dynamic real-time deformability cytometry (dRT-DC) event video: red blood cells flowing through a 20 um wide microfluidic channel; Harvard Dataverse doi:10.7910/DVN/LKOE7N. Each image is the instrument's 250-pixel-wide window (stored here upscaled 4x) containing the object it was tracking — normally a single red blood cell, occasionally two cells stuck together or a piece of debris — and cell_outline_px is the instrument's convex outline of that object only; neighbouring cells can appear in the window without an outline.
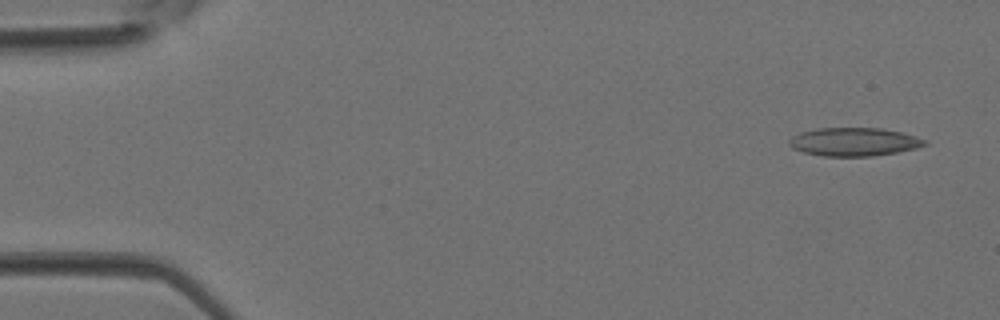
{"species": "Egyptian fruit bat (a non-hibernating species)", "species_latin": "Rousettus aegyptiacus", "temperature_condition": "room temperature", "stored_images_in_passage": 4, "camera_frame_rate_fps": 3000, "um_per_image_px": 0.085, "animal": {"sex": "female"}, "frame": {"image": 1, "passage_image": 1, "time_ms": 0.0, "image_size_px": [1000, 320], "cell_outline_px": [[928, 144], [916, 148], [896, 152], [872, 156], [824, 156], [804, 152], [792, 148], [788, 144], [788, 140], [792, 136], [800, 132], [816, 128], [880, 128], [900, 132], [916, 136], [928, 140]], "centroid_in_image_um": [72.58, 12.05], "position_along_channel_um": 12.4, "area_um2": 22.43}}